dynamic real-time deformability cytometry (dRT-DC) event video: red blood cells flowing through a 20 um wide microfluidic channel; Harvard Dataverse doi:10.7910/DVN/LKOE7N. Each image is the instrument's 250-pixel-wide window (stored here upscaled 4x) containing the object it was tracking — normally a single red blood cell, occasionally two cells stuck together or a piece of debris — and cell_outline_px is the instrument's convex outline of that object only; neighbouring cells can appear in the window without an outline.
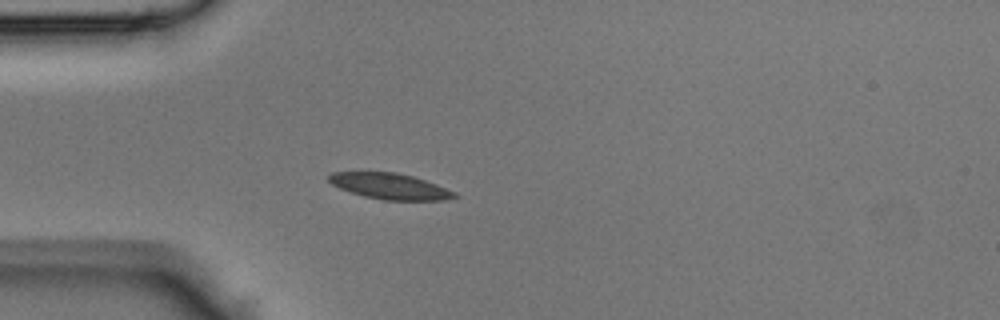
{"species": "Egyptian fruit bat (a non-hibernating species)", "species_latin": "Rousettus aegyptiacus", "temperature_condition": "room temperature", "stored_images_in_passage": 33, "camera_frame_rate_fps": 3000, "um_per_image_px": 0.085, "animal": {"sex": "male"}, "frame": {"image": 1, "passage_image": 1, "time_ms": 0.0, "image_size_px": [1000, 320], "cell_outline_px": [[460, 196], [444, 200], [384, 200], [364, 196], [340, 188], [332, 184], [328, 180], [328, 176], [332, 172], [396, 172], [412, 176], [436, 184], [456, 192]], "centroid_in_image_um": [33.16, 15.83], "position_along_channel_um": 51.8, "area_um2": 18.84}}
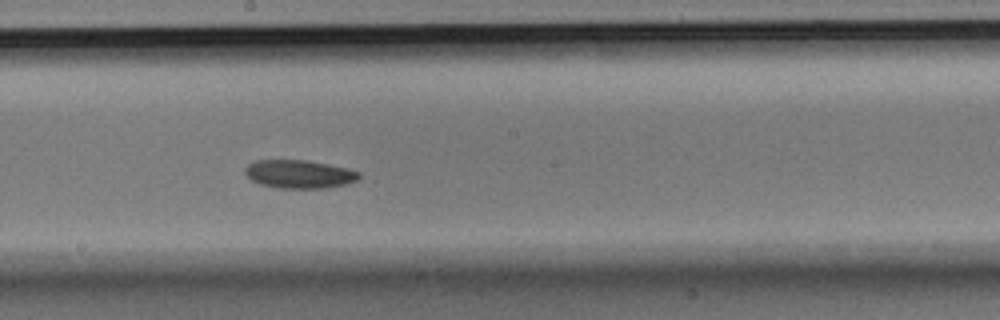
{"frame": {"image": 2, "passage_image": 13, "time_ms": 4.0, "image_size_px": [1000, 320], "cell_outline_px": [[360, 176], [356, 180], [348, 184], [328, 188], [280, 188], [260, 184], [252, 180], [244, 172], [244, 168], [248, 164], [256, 160], [308, 160], [348, 168], [360, 172]], "centroid_in_image_um": [25.45, 14.8], "position_along_channel_um": 222.7, "area_um2": 18.9}}
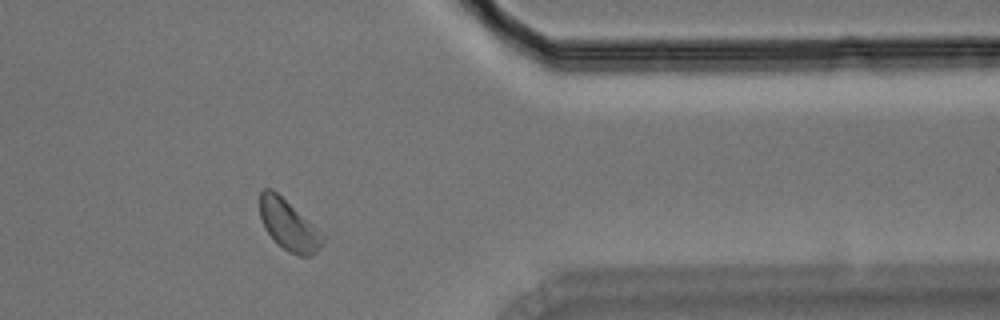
{"frame": {"image": 3, "passage_image": 25, "time_ms": 8.0, "image_size_px": [1000, 320], "cell_outline_px": [[324, 240], [320, 248], [312, 256], [300, 256], [288, 252], [264, 228], [260, 216], [260, 192], [264, 188], [272, 188], [312, 224], [324, 236]], "centroid_in_image_um": [24.52, 19.13], "position_along_channel_um": 386.9, "area_um2": 18.03}}